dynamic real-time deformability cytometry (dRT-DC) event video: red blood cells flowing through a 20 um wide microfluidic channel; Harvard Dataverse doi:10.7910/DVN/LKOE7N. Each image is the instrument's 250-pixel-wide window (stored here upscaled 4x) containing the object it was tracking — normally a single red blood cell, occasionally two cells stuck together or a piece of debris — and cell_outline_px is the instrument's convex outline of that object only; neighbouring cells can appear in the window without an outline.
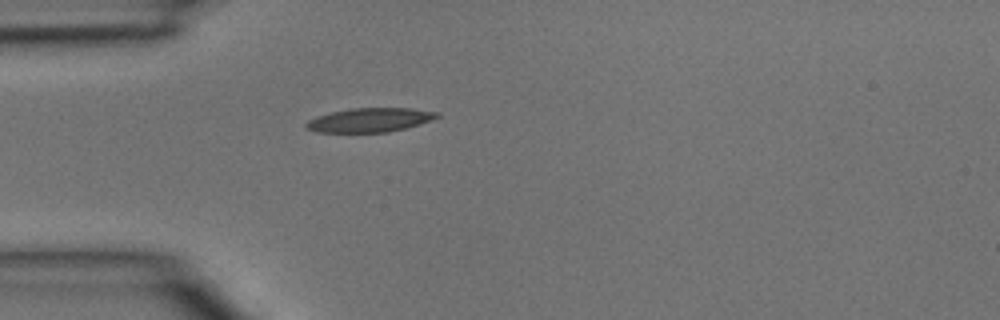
{"species": "common noctule bat (a hibernating species)", "species_latin": "Nyctalus noctula", "temperature_condition": "room temperature", "stored_images_in_passage": 4, "camera_frame_rate_fps": 3000, "um_per_image_px": 0.085, "animal": {"sex": "male", "body_mass_g": 15.6}, "frame": {"image": 1, "passage_image": 4, "time_ms": 1.0, "image_size_px": [1000, 320], "cell_outline_px": [[440, 116], [432, 120], [420, 124], [388, 132], [316, 132], [304, 128], [304, 124], [308, 120], [316, 116], [332, 112], [352, 108], [408, 108], [440, 112]], "centroid_in_image_um": [31.42, 10.2], "position_along_channel_um": 53.6, "area_um2": 18.38}}